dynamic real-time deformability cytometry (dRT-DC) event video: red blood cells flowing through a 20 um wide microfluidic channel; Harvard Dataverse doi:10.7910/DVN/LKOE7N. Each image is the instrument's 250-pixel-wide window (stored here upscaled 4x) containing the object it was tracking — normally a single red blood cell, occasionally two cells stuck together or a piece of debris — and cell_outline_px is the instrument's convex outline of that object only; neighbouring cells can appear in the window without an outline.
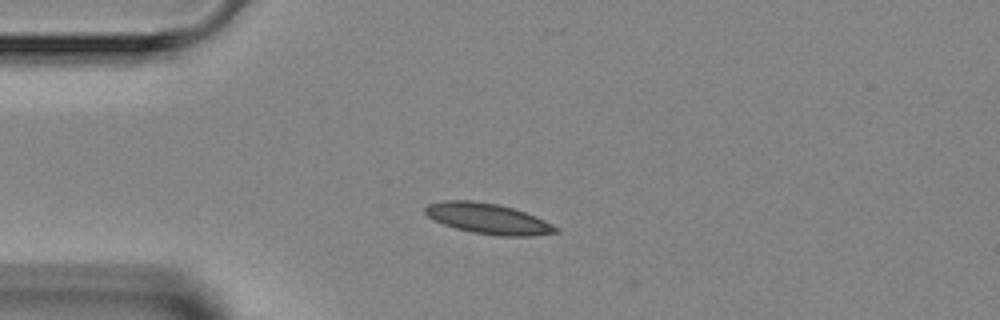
{"species": "Egyptian fruit bat (a non-hibernating species)", "species_latin": "Rousettus aegyptiacus", "temperature_condition": "room temperature", "stored_images_in_passage": 5, "camera_frame_rate_fps": 3000, "um_per_image_px": 0.085, "animal": {"sex": "female"}, "frame": {"image": 1, "passage_image": 3, "time_ms": 0.667, "image_size_px": [1000, 320], "cell_outline_px": [[560, 232], [528, 236], [500, 236], [472, 232], [456, 228], [444, 224], [428, 216], [424, 212], [424, 208], [428, 204], [444, 200], [472, 200], [500, 204], [516, 208], [536, 216], [560, 228]], "centroid_in_image_um": [41.52, 18.57], "position_along_channel_um": 43.5, "area_um2": 23.41}}